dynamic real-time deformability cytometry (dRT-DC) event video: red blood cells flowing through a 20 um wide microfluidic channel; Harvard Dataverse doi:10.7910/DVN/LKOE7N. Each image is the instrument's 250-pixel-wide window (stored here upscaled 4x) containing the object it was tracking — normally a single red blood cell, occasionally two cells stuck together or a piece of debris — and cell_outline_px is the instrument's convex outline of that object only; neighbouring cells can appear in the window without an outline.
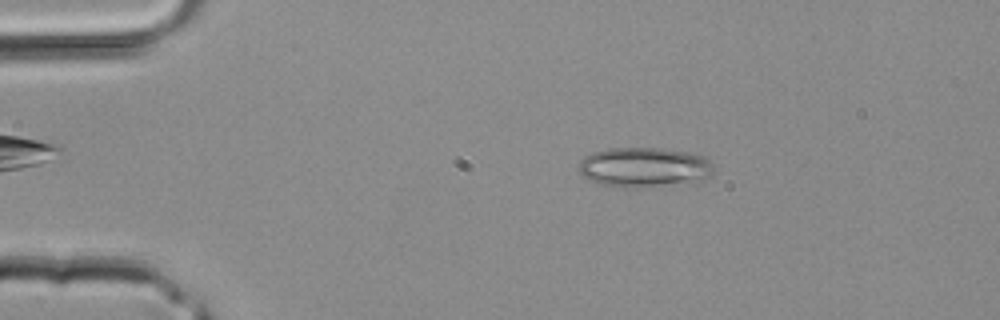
{"species": "common noctule bat (a hibernating species)", "species_latin": "Nyctalus noctula", "temperature_condition": "room temperature", "stored_images_in_passage": 14, "camera_frame_rate_fps": 3000, "um_per_image_px": 0.085, "animal": {"sex": "male", "body_mass_g": 20.4}, "frame": {"image": 1, "passage_image": 7, "time_ms": 2.0, "image_size_px": [1000, 320], "cell_outline_px": [[712, 176], [700, 180], [640, 188], [624, 188], [600, 184], [588, 180], [580, 176], [576, 168], [580, 160], [584, 156], [592, 152], [608, 148], [664, 148], [688, 152], [704, 156], [712, 164]], "centroid_in_image_um": [54.67, 14.21], "position_along_channel_um": 30.3, "area_um2": 31.73}}
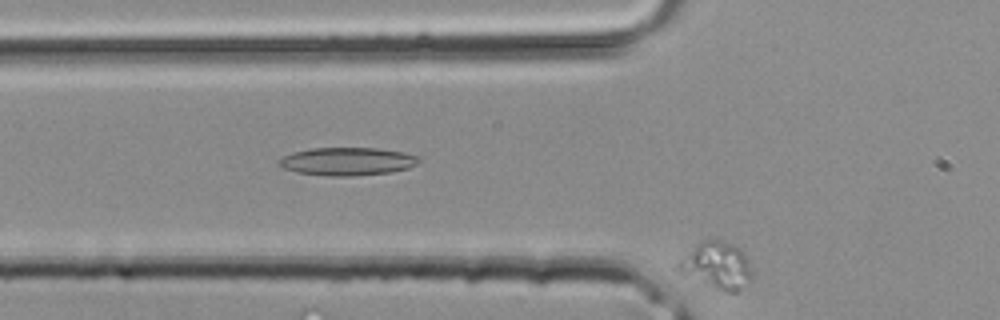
{"frame": {"image": 2, "passage_image": 14, "time_ms": 4.333, "image_size_px": [1000, 320], "cell_outline_px": [[752, 280], [736, 292], [728, 292], [716, 288], [680, 272], [672, 268], [700, 240], [720, 240], [732, 244], [740, 248], [748, 260], [752, 272]], "centroid_in_image_um": [60.94, 22.55], "position_along_channel_um": 64.9, "area_um2": 19.88}}